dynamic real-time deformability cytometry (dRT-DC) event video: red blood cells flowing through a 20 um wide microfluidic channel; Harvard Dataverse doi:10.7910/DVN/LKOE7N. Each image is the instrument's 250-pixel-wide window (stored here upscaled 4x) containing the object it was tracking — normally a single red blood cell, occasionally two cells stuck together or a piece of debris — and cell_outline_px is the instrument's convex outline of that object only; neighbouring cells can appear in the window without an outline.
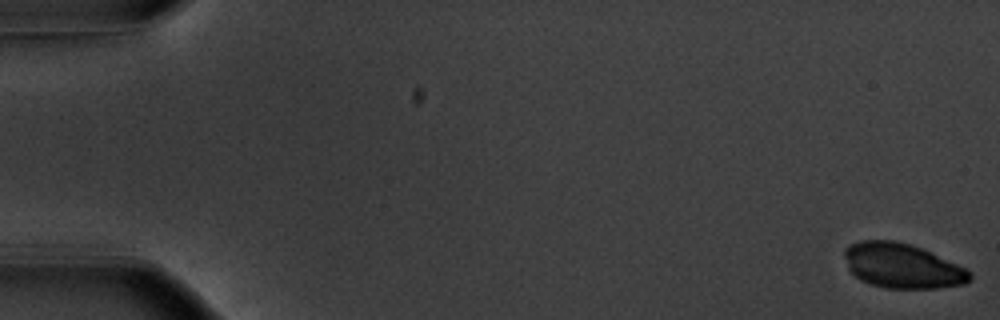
{"species": "common noctule bat (a hibernating species)", "species_latin": "Nyctalus noctula", "temperature_condition": "warm", "stored_images_in_passage": 2, "camera_frame_rate_fps": 3000, "um_per_image_px": 0.085, "animal": {"sex": "male", "body_mass_g": 20.1, "forearm_length_mm": 53.5}, "frame": {"image": 1, "passage_image": 2, "time_ms": 0.333, "image_size_px": [1000, 320], "cell_outline_px": [[972, 280], [964, 284], [936, 288], [884, 288], [860, 280], [848, 268], [844, 256], [844, 248], [860, 240], [896, 240], [920, 248], [956, 264], [964, 268], [972, 276]], "centroid_in_image_um": [76.65, 22.6], "position_along_channel_um": 8.3, "area_um2": 32.31}}